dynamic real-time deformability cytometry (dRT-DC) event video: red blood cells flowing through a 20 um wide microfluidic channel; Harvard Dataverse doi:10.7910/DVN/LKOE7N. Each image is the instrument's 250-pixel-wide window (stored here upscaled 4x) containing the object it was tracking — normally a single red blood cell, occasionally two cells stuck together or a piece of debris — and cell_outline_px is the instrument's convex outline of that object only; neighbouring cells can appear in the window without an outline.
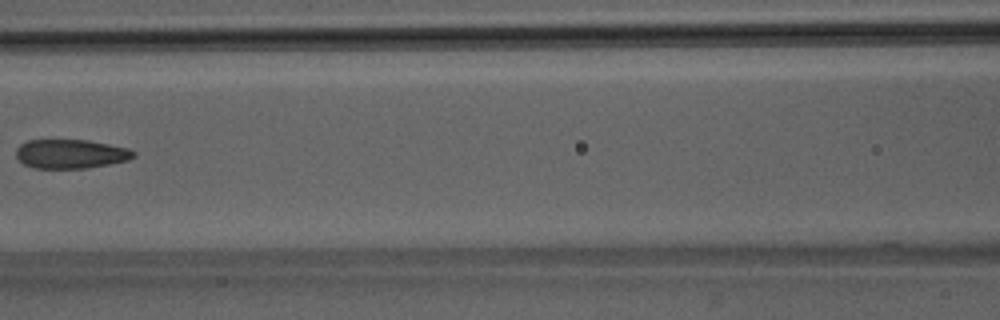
{"species": "Egyptian fruit bat (a non-hibernating species)", "species_latin": "Rousettus aegyptiacus", "temperature_condition": "room temperature", "stored_images_in_passage": 6, "camera_frame_rate_fps": 3000, "um_per_image_px": 0.085, "animal": {"sex": "male"}, "frame": {"image": 1, "passage_image": 6, "time_ms": 5.667, "image_size_px": [1000, 320], "cell_outline_px": [[136, 156], [128, 160], [88, 168], [36, 168], [24, 164], [16, 156], [16, 148], [20, 144], [28, 140], [88, 140], [128, 148], [136, 152]], "centroid_in_image_um": [6.02, 13.08], "position_along_channel_um": 160.6, "area_um2": 19.88}}